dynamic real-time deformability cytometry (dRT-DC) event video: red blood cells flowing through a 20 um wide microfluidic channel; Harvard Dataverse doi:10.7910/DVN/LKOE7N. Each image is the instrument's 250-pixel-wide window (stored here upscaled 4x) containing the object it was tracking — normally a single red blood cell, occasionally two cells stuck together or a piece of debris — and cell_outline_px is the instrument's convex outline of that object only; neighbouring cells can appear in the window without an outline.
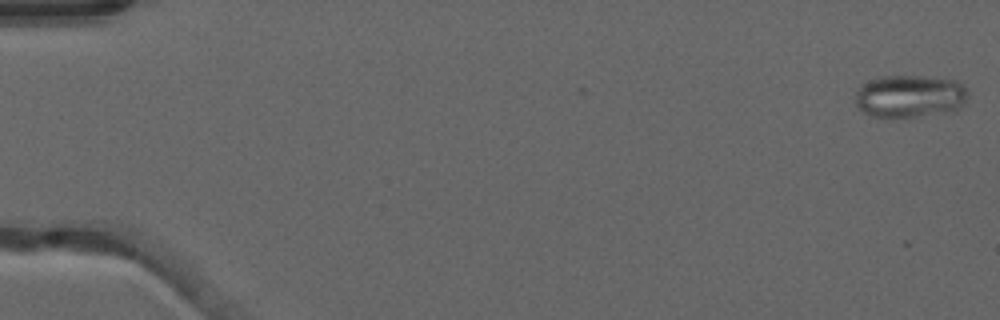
{"species": "common noctule bat (a hibernating species)", "species_latin": "Nyctalus noctula", "temperature_condition": "warm", "stored_images_in_passage": 16, "camera_frame_rate_fps": 3000, "um_per_image_px": 0.085, "animal": {"sex": "male", "forearm_length_mm": 52.5}, "frame": {"image": 1, "passage_image": 1, "time_ms": 0.0, "image_size_px": [1000, 320], "cell_outline_px": [[968, 96], [964, 104], [956, 112], [916, 116], [872, 116], [864, 112], [856, 104], [856, 92], [868, 80], [880, 76], [916, 76], [956, 80], [964, 84], [968, 92]], "centroid_in_image_um": [77.41, 8.17], "position_along_channel_um": 7.6, "area_um2": 27.98}}